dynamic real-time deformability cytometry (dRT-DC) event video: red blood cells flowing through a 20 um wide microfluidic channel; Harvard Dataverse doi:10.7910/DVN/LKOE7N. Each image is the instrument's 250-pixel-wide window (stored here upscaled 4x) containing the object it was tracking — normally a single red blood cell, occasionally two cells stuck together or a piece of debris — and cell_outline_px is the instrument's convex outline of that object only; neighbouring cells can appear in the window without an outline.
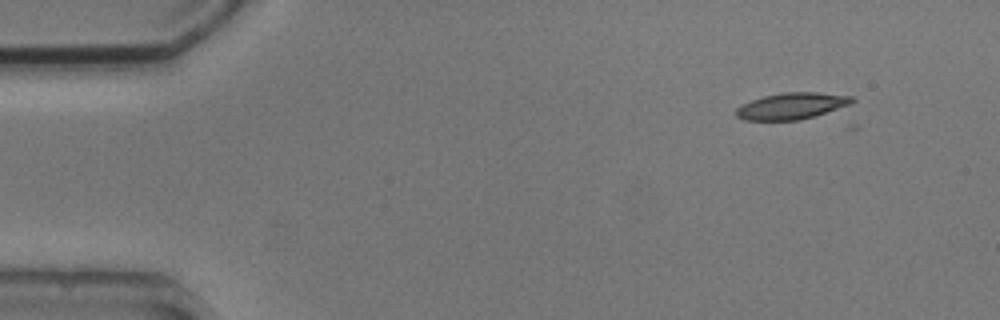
{"species": "common noctule bat (a hibernating species)", "species_latin": "Nyctalus noctula", "temperature_condition": "cold", "stored_images_in_passage": 5, "segment_of_instrument_passage": [1, 2], "camera_frame_rate_fps": 3000, "um_per_image_px": 0.085, "animal": {"sex": "male", "body_mass_g": 20.5, "forearm_length_mm": 52.5}, "frame": {"image": 1, "passage_image": 1, "time_ms": 0.0, "image_size_px": [1000, 320], "cell_outline_px": [[856, 100], [848, 104], [800, 120], [744, 120], [736, 116], [736, 108], [752, 100], [764, 96], [784, 92], [816, 92], [852, 96]], "centroid_in_image_um": [67.25, 9.0], "position_along_channel_um": 17.7, "area_um2": 17.46}}